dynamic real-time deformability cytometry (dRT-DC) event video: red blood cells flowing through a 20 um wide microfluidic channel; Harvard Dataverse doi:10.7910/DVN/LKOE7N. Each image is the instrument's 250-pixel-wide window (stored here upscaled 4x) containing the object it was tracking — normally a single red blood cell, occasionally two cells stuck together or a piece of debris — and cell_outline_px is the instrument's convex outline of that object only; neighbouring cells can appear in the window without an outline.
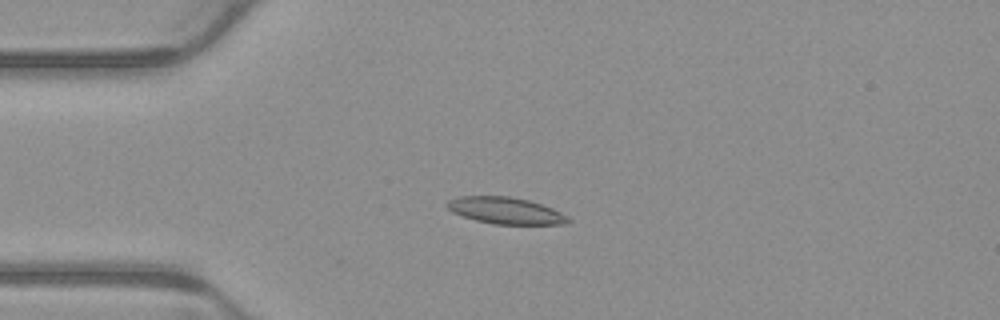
{"species": "common noctule bat (a hibernating species)", "species_latin": "Nyctalus noctula", "temperature_condition": "warm", "stored_images_in_passage": 5, "camera_frame_rate_fps": 3000, "um_per_image_px": 0.085, "animal": {"sex": "male", "body_mass_g": 23.1, "forearm_length_mm": 52.7}, "frame": {"image": 1, "passage_image": 3, "time_ms": 0.667, "image_size_px": [1000, 320], "cell_outline_px": [[572, 220], [564, 224], [492, 224], [476, 220], [452, 212], [444, 204], [448, 200], [456, 196], [508, 196], [528, 200], [552, 208], [568, 216]], "centroid_in_image_um": [42.95, 17.89], "position_along_channel_um": 42.1, "area_um2": 18.79}}
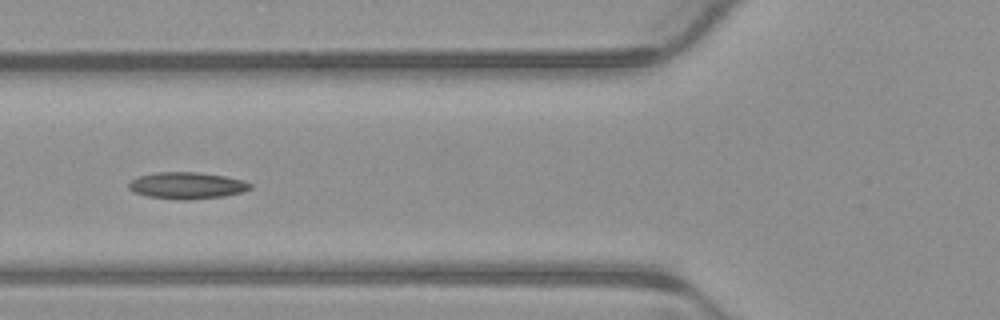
{"frame": {"image": 2, "passage_image": 5, "time_ms": 1.333, "image_size_px": [1000, 320], "cell_outline_px": [[252, 188], [240, 192], [224, 196], [188, 200], [176, 200], [148, 196], [136, 192], [128, 188], [128, 184], [132, 180], [140, 176], [156, 172], [196, 172], [224, 176], [244, 180], [252, 184]], "centroid_in_image_um": [15.91, 15.77], "position_along_channel_um": 109.9, "area_um2": 18.79}}